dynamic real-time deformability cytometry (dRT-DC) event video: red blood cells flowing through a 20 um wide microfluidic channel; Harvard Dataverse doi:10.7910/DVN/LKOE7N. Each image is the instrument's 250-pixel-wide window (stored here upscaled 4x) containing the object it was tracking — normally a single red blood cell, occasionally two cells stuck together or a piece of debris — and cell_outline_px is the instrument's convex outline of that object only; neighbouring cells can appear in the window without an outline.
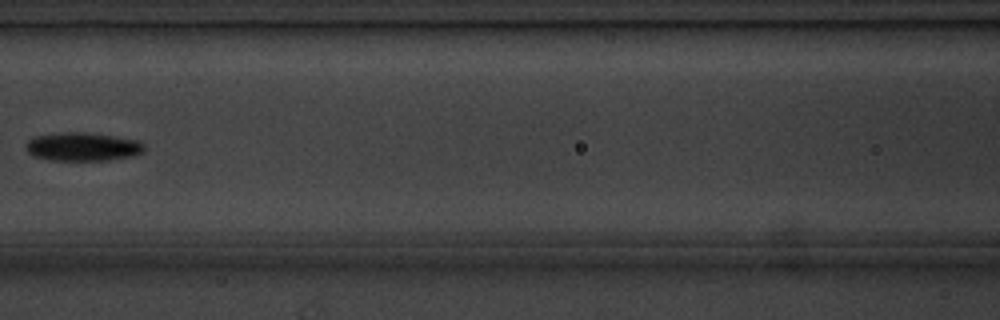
{"species": "common noctule bat (a hibernating species)", "species_latin": "Nyctalus noctula", "temperature_condition": "cold", "stored_images_in_passage": 6, "camera_frame_rate_fps": 3000, "um_per_image_px": 0.085, "animal": {"sex": "male", "body_mass_g": 20.1, "forearm_length_mm": 53.5}, "frame": {"image": 1, "passage_image": 5, "time_ms": 4.667, "image_size_px": [1000, 320], "cell_outline_px": [[144, 152], [132, 156], [112, 160], [48, 160], [32, 156], [28, 152], [24, 144], [28, 140], [36, 136], [64, 132], [84, 132], [140, 140], [144, 144]], "centroid_in_image_um": [7.03, 12.48], "position_along_channel_um": 159.6, "area_um2": 19.77}}